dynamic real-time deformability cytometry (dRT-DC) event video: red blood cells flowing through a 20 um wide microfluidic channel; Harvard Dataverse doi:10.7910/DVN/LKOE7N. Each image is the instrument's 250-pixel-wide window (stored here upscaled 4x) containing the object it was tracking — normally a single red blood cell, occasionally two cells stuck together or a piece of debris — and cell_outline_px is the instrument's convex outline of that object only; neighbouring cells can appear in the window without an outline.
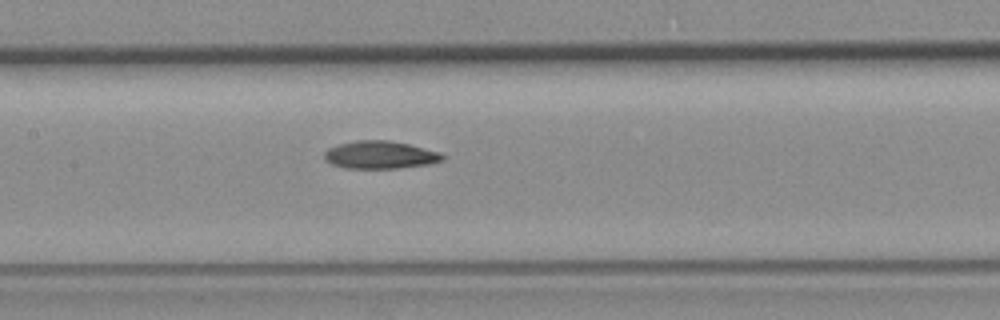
{"species": "common noctule bat (a hibernating species)", "species_latin": "Nyctalus noctula", "temperature_condition": "room temperature", "stored_images_in_passage": 7, "camera_frame_rate_fps": 3000, "um_per_image_px": 0.085, "animal": {"sex": "female", "body_mass_g": 19.3, "forearm_length_mm": 54.1}, "frame": {"image": 1, "passage_image": 7, "time_ms": 2.0, "image_size_px": [1000, 320], "cell_outline_px": [[444, 160], [428, 164], [400, 168], [344, 168], [332, 164], [324, 160], [324, 152], [328, 148], [340, 144], [356, 140], [388, 140], [408, 144], [440, 152], [444, 156]], "centroid_in_image_um": [32.29, 13.17], "position_along_channel_um": 175.1, "area_um2": 19.07}}